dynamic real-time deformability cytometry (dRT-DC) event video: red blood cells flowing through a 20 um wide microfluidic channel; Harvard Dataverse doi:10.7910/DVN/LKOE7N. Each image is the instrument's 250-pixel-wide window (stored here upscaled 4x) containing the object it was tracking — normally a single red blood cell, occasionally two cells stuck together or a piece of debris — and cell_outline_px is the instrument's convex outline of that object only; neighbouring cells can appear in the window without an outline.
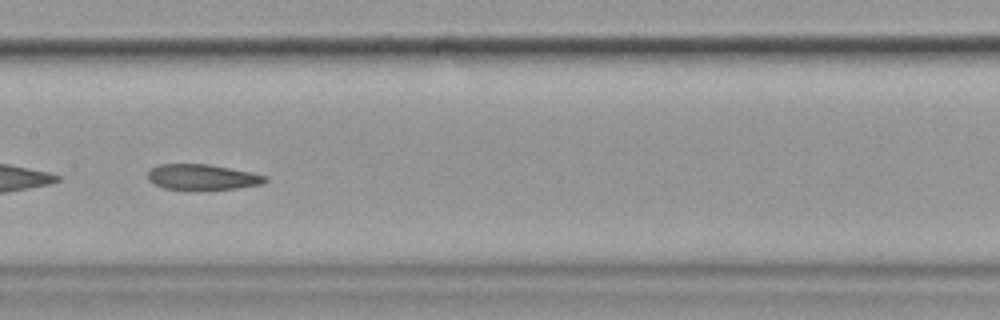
{"species": "common noctule bat (a hibernating species)", "species_latin": "Nyctalus noctula", "temperature_condition": "cold", "stored_images_in_passage": 12, "camera_frame_rate_fps": 3000, "um_per_image_px": 0.085, "animal": {"sex": "female", "body_mass_g": 19.9}, "frame": {"image": 1, "passage_image": 7, "time_ms": 8.0, "image_size_px": [1000, 320], "cell_outline_px": [[268, 180], [260, 184], [236, 188], [196, 192], [192, 192], [164, 188], [148, 180], [148, 172], [152, 168], [160, 164], [208, 164], [252, 172], [268, 176]], "centroid_in_image_um": [17.2, 15.08], "position_along_channel_um": 190.2, "area_um2": 18.03}}
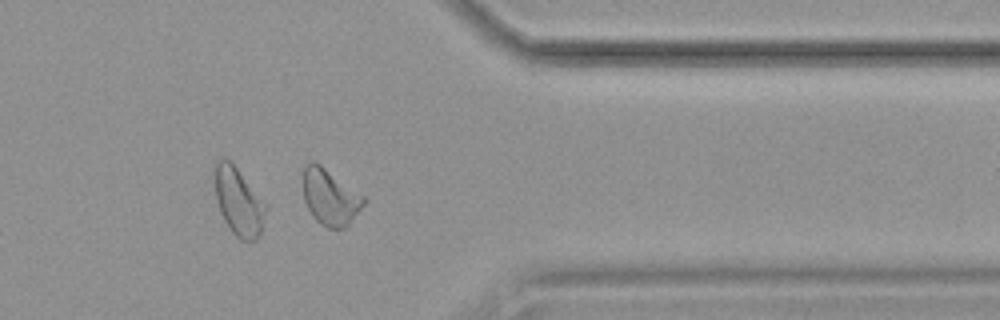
{"frame": {"image": 2, "passage_image": 12, "time_ms": 13.667, "image_size_px": [1000, 320], "cell_outline_px": [[364, 204], [348, 224], [344, 228], [328, 228], [320, 224], [312, 216], [304, 200], [304, 164], [312, 160], [320, 164], [364, 196]], "centroid_in_image_um": [28.03, 16.74], "position_along_channel_um": 383.4, "area_um2": 19.48}, "authors_computed_cell_mechanics": {"area_um2": 18.9006, "velocity_mm_per_s": 3.5579, "shape_relaxation_time_tau1_ms": 6.6069, "shape_relaxation_time_tau2_ms": 2.2222, "deformation_change_tau1": 0.1492, "deformation_change_tau2": 0.0844}}